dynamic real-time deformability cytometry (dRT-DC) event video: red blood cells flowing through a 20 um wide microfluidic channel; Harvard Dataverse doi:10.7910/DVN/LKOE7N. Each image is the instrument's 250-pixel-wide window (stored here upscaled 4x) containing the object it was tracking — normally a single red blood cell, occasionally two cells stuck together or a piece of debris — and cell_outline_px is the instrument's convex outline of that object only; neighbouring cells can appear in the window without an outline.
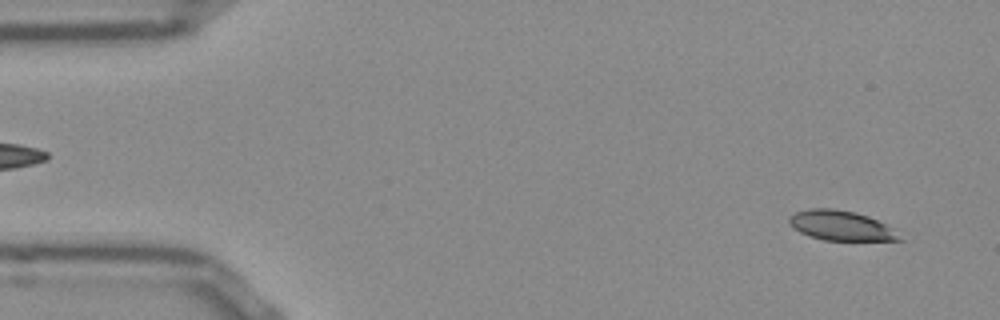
{"species": "Egyptian fruit bat (a non-hibernating species)", "species_latin": "Rousettus aegyptiacus", "temperature_condition": "room temperature", "stored_images_in_passage": 10, "camera_frame_rate_fps": 3000, "um_per_image_px": 0.085, "frame": {"image": 1, "passage_image": 3, "time_ms": 0.667, "image_size_px": [1000, 320], "cell_outline_px": [[904, 240], [824, 240], [808, 236], [800, 232], [788, 220], [788, 216], [796, 212], [808, 208], [832, 208], [856, 212], [868, 216], [884, 224]], "centroid_in_image_um": [71.42, 19.16], "position_along_channel_um": 13.6, "area_um2": 18.79}}